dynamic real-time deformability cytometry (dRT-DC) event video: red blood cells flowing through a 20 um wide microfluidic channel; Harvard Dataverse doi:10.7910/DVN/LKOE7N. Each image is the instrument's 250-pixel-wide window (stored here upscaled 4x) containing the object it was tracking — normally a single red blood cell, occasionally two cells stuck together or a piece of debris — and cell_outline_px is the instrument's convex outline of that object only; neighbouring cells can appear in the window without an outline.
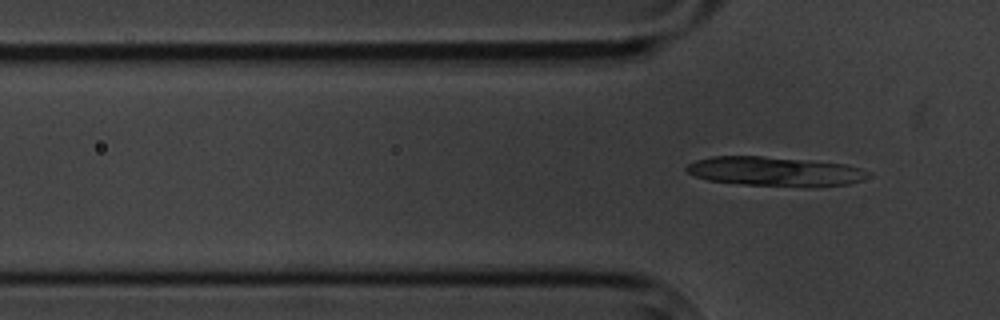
{"species": "common noctule bat (a hibernating species)", "species_latin": "Nyctalus noctula", "temperature_condition": "cold", "stored_images_in_passage": 7, "segment_of_instrument_passage": [2, 2], "camera_frame_rate_fps": 3000, "um_per_image_px": 0.085, "animal": {"sex": "male", "body_mass_g": 20.1, "forearm_length_mm": 53.5}, "frame": {"image": 1, "passage_image": 7, "time_ms": 7.0, "image_size_px": [1000, 320], "cell_outline_px": [[872, 176], [848, 184], [744, 184], [708, 180], [696, 176], [688, 172], [684, 168], [688, 164], [696, 160], [712, 156], [760, 156], [808, 160], [844, 164], [860, 168], [872, 172]], "centroid_in_image_um": [65.82, 14.52], "position_along_channel_um": 60.0, "area_um2": 29.82}}